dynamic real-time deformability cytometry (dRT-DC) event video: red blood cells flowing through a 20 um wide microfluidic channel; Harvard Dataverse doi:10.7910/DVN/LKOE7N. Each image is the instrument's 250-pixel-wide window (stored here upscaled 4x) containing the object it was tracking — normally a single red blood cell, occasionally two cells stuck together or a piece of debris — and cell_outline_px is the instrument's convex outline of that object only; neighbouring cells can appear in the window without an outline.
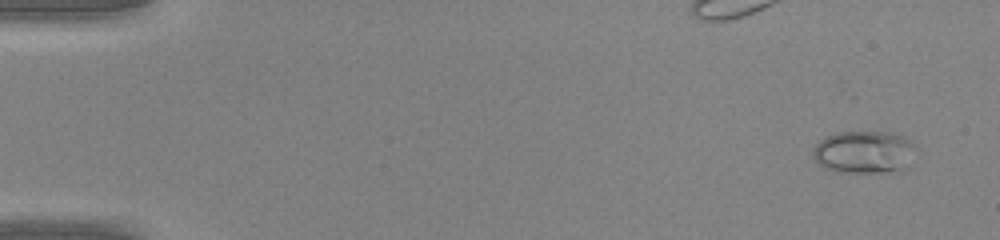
{"species": "common noctule bat (a hibernating species)", "species_latin": "Nyctalus noctula", "temperature_condition": "warm", "stored_images_in_passage": 36, "camera_frame_rate_fps": 3000, "um_per_image_px": 0.085, "animal": {"sex": "male", "body_mass_g": 20.0, "forearm_length_mm": 53.3}, "frame": {"image": 1, "passage_image": 3, "time_ms": 0.667, "image_size_px": [1000, 240], "cell_outline_px": [[912, 144], [904, 168], [900, 172], [836, 172], [824, 168], [812, 156], [812, 148], [820, 140], [836, 132], [888, 132], [900, 136], [908, 140]], "centroid_in_image_um": [73.32, 12.94], "position_along_channel_um": 11.7, "area_um2": 24.91}}
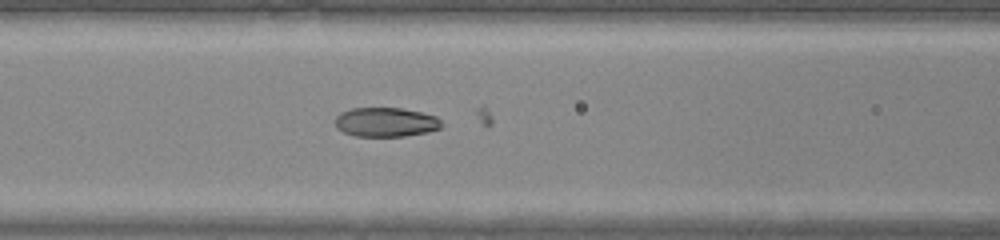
{"frame": {"image": 2, "passage_image": 21, "time_ms": 6.667, "image_size_px": [1000, 240], "cell_outline_px": [[444, 124], [440, 128], [428, 132], [404, 136], [356, 136], [344, 132], [336, 128], [336, 116], [340, 112], [352, 108], [400, 108], [420, 112], [436, 116]], "centroid_in_image_um": [32.8, 10.38], "position_along_channel_um": 133.8, "area_um2": 18.15}}